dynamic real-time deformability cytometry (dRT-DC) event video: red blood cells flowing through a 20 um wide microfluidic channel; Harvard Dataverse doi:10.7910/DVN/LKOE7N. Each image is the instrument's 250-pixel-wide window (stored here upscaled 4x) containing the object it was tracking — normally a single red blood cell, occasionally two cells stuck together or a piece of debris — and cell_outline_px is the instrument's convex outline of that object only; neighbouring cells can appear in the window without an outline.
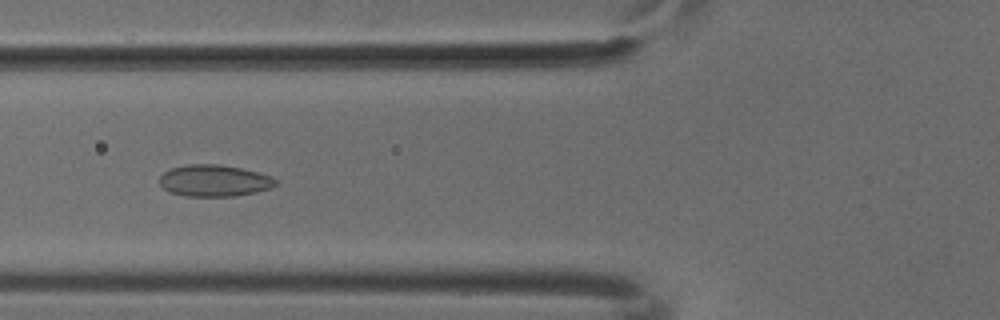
{"species": "common noctule bat (a hibernating species)", "species_latin": "Nyctalus noctula", "temperature_condition": "cold", "stored_images_in_passage": 44, "camera_frame_rate_fps": 3000, "um_per_image_px": 0.085, "animal": {"sex": "male", "body_mass_g": 18.8}, "frame": {"image": 1, "passage_image": 13, "time_ms": 4.0, "image_size_px": [1000, 320], "cell_outline_px": [[276, 184], [272, 188], [256, 192], [236, 196], [184, 196], [172, 192], [164, 188], [160, 184], [160, 176], [164, 172], [172, 168], [188, 164], [220, 164], [240, 168], [272, 176], [276, 180]], "centroid_in_image_um": [18.23, 15.36], "position_along_channel_um": 107.6, "area_um2": 21.33}}
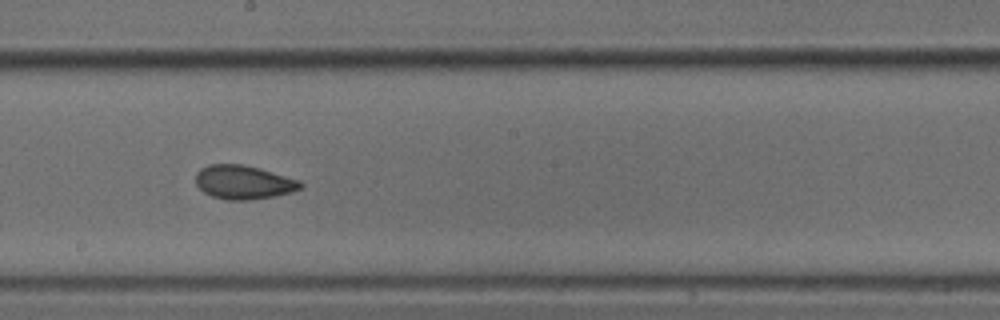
{"frame": {"image": 2, "passage_image": 22, "time_ms": 7.0, "image_size_px": [1000, 320], "cell_outline_px": [[304, 184], [300, 188], [292, 192], [272, 196], [248, 200], [228, 200], [212, 196], [204, 192], [196, 184], [196, 172], [200, 168], [208, 164], [244, 164], [300, 180]], "centroid_in_image_um": [20.68, 15.48], "position_along_channel_um": 227.5, "area_um2": 20.58}}
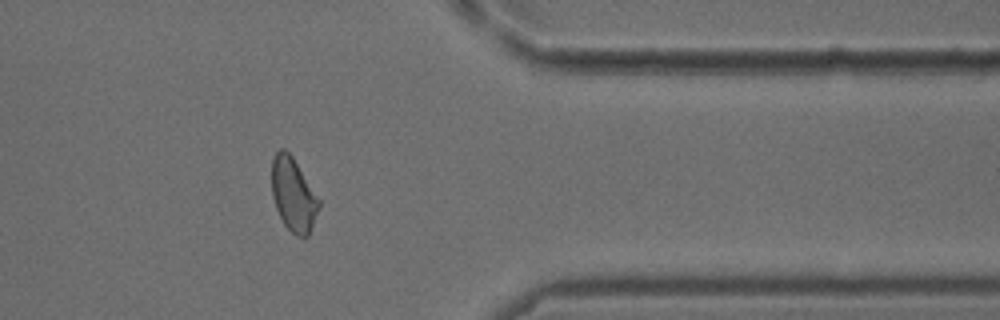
{"frame": {"image": 3, "passage_image": 35, "time_ms": 11.333, "image_size_px": [1000, 320], "cell_outline_px": [[320, 208], [308, 236], [304, 240], [296, 236], [284, 224], [276, 208], [272, 196], [272, 156], [280, 148], [284, 148], [292, 156], [320, 200]], "centroid_in_image_um": [24.94, 16.57], "position_along_channel_um": 386.5, "area_um2": 20.29}}